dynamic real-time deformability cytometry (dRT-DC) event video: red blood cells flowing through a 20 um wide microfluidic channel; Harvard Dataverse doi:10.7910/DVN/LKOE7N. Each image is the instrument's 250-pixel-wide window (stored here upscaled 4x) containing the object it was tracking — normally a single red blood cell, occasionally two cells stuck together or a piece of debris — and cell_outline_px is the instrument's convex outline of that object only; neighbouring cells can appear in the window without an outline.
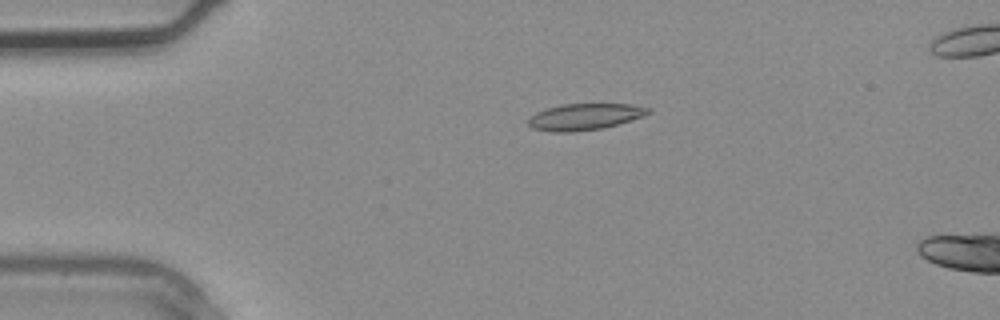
{"species": "common noctule bat (a hibernating species)", "species_latin": "Nyctalus noctula", "temperature_condition": "warm", "stored_images_in_passage": 2, "camera_frame_rate_fps": 3000, "um_per_image_px": 0.085, "animal": {"sex": "male", "body_mass_g": 20.4}, "frame": {"image": 1, "passage_image": 1, "time_ms": 0.0, "image_size_px": [1000, 320], "cell_outline_px": [[652, 112], [644, 116], [604, 128], [572, 132], [552, 132], [532, 128], [528, 124], [528, 120], [536, 112], [548, 108], [564, 104], [628, 104], [652, 108]], "centroid_in_image_um": [49.73, 9.93], "position_along_channel_um": 35.3, "area_um2": 18.44}}